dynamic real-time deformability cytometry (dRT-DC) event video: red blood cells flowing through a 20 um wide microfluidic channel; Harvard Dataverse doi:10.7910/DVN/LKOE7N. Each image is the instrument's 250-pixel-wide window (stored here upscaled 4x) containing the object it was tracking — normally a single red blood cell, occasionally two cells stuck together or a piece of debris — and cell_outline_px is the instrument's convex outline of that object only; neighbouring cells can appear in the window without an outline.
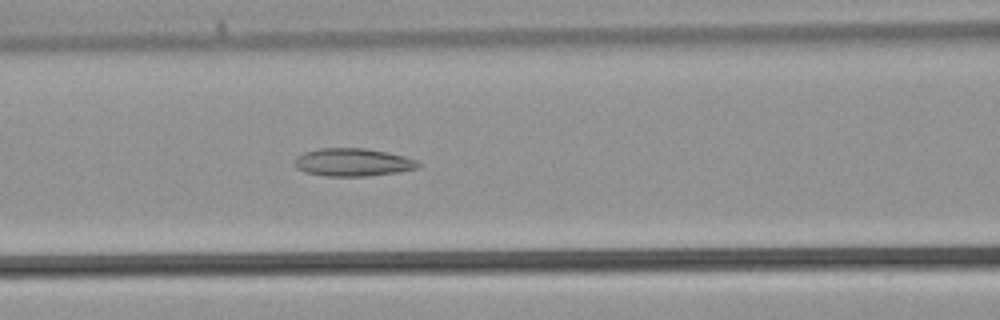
{"species": "common noctule bat (a hibernating species)", "species_latin": "Nyctalus noctula", "temperature_condition": "warm", "stored_images_in_passage": 31, "camera_frame_rate_fps": 3000, "um_per_image_px": 0.085, "animal": {"sex": "male", "body_mass_g": 21.5, "forearm_length_mm": 52.0}, "frame": {"image": 1, "passage_image": 10, "time_ms": 3.0, "image_size_px": [1000, 320], "cell_outline_px": [[420, 168], [396, 172], [368, 176], [324, 176], [304, 172], [296, 168], [296, 156], [304, 152], [320, 148], [364, 148], [388, 152], [404, 156], [416, 160], [420, 164]], "centroid_in_image_um": [29.99, 13.79], "position_along_channel_um": 136.6, "area_um2": 20.11}}
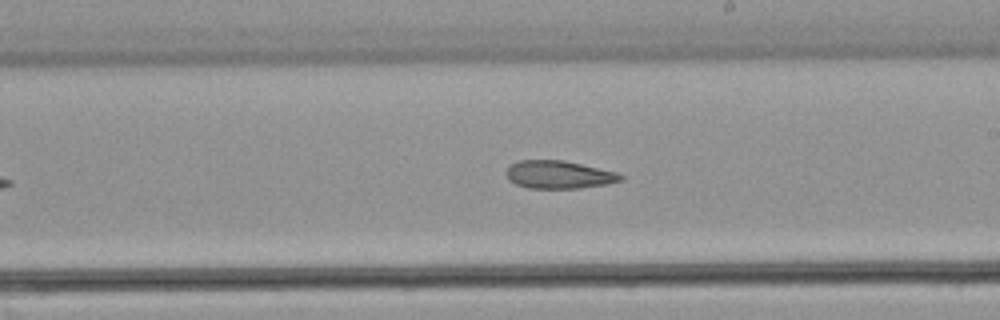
{"frame": {"image": 2, "passage_image": 16, "time_ms": 5.0, "image_size_px": [1000, 320], "cell_outline_px": [[624, 180], [608, 184], [580, 188], [528, 188], [516, 184], [508, 180], [504, 172], [512, 164], [520, 160], [564, 160], [616, 172], [624, 176]], "centroid_in_image_um": [47.5, 14.85], "position_along_channel_um": 241.5, "area_um2": 18.67}}
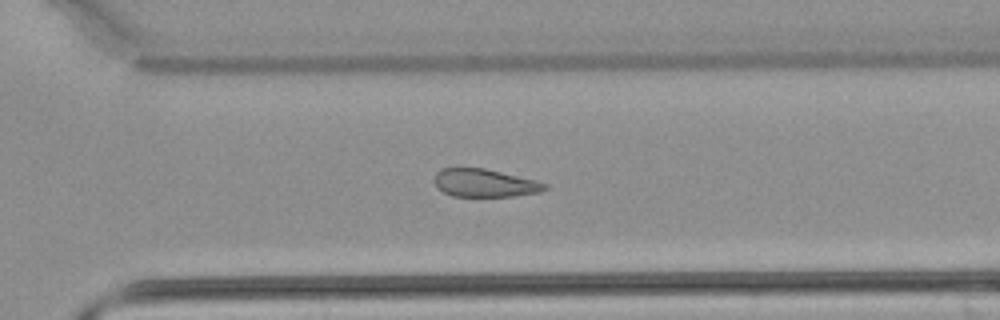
{"frame": {"image": 3, "passage_image": 21, "time_ms": 6.667, "image_size_px": [1000, 320], "cell_outline_px": [[548, 188], [540, 192], [516, 196], [452, 196], [436, 188], [436, 172], [440, 168], [484, 168], [536, 180], [548, 184]], "centroid_in_image_um": [41.22, 15.56], "position_along_channel_um": 329.4, "area_um2": 17.98}}